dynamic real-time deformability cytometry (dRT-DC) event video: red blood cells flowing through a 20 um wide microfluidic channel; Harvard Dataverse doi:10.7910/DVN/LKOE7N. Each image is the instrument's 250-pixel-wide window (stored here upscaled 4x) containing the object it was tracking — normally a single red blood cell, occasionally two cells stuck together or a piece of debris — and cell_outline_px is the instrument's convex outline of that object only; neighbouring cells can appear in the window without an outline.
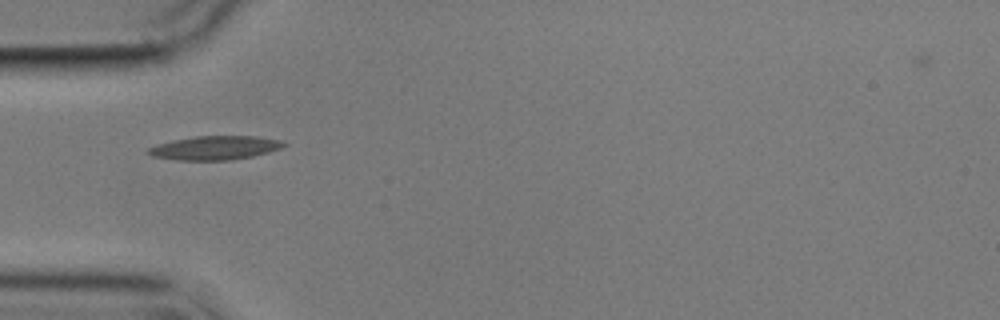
{"species": "common noctule bat (a hibernating species)", "species_latin": "Nyctalus noctula", "temperature_condition": "cold", "stored_images_in_passage": 7, "camera_frame_rate_fps": 3000, "um_per_image_px": 0.085, "animal": {"sex": "male", "body_mass_g": 17.9}, "frame": {"image": 1, "passage_image": 1, "time_ms": 0.0, "image_size_px": [1000, 320], "cell_outline_px": [[288, 144], [280, 148], [268, 152], [252, 156], [232, 160], [176, 160], [152, 156], [144, 152], [148, 148], [156, 144], [172, 140], [196, 136], [256, 136], [280, 140]], "centroid_in_image_um": [18.22, 12.56], "position_along_channel_um": 66.8, "area_um2": 18.9}}
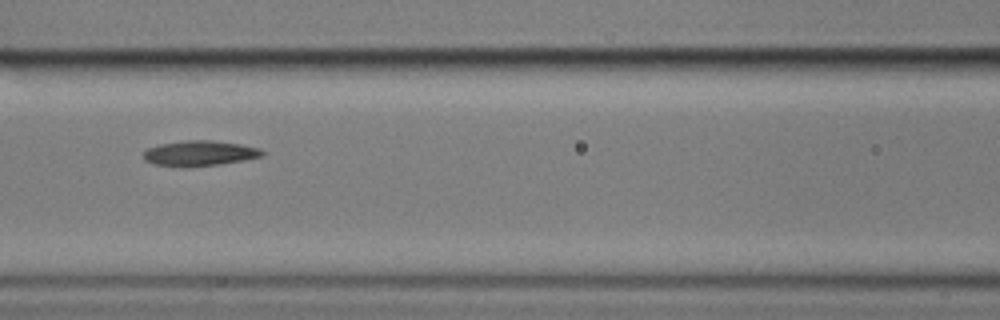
{"frame": {"image": 2, "passage_image": 3, "time_ms": 2.333, "image_size_px": [1000, 320], "cell_outline_px": [[264, 156], [244, 160], [220, 164], [188, 168], [180, 168], [152, 164], [144, 160], [144, 152], [148, 148], [160, 144], [188, 140], [212, 140], [240, 144], [260, 148], [264, 152]], "centroid_in_image_um": [16.96, 13.05], "position_along_channel_um": 149.6, "area_um2": 17.8}}
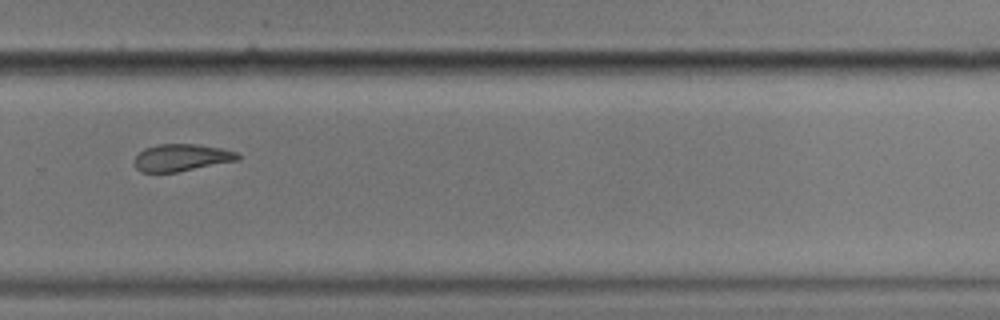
{"frame": {"image": 3, "passage_image": 7, "time_ms": 7.0, "image_size_px": [1000, 320], "cell_outline_px": [[240, 160], [176, 172], [140, 172], [136, 168], [136, 156], [144, 148], [156, 144], [196, 144], [220, 148], [236, 152], [240, 156]], "centroid_in_image_um": [15.44, 13.39], "position_along_channel_um": 314.4, "area_um2": 16.24}}